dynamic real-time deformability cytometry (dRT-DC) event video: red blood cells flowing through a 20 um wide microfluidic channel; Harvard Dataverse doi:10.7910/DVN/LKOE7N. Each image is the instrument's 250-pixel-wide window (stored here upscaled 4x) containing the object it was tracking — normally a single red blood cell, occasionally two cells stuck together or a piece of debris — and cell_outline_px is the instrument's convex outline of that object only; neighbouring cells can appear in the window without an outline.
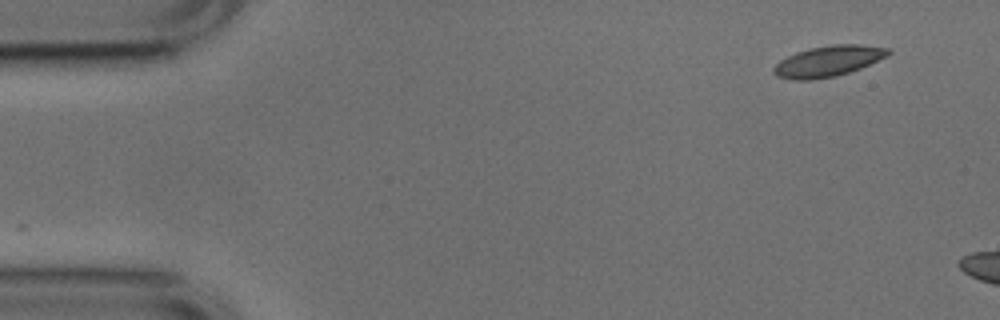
{"species": "common noctule bat (a hibernating species)", "species_latin": "Nyctalus noctula", "temperature_condition": "cold", "stored_images_in_passage": 8, "camera_frame_rate_fps": 3000, "um_per_image_px": 0.085, "animal": {"sex": "male", "body_mass_g": 17.9, "forearm_length_mm": 54.2}, "frame": {"image": 1, "passage_image": 1, "time_ms": 0.0, "image_size_px": [1000, 320], "cell_outline_px": [[892, 52], [888, 56], [860, 68], [836, 76], [808, 80], [792, 80], [776, 76], [772, 72], [772, 68], [780, 60], [796, 52], [812, 48], [832, 44], [860, 44], [888, 48]], "centroid_in_image_um": [70.38, 5.2], "position_along_channel_um": 14.6, "area_um2": 20.52}}